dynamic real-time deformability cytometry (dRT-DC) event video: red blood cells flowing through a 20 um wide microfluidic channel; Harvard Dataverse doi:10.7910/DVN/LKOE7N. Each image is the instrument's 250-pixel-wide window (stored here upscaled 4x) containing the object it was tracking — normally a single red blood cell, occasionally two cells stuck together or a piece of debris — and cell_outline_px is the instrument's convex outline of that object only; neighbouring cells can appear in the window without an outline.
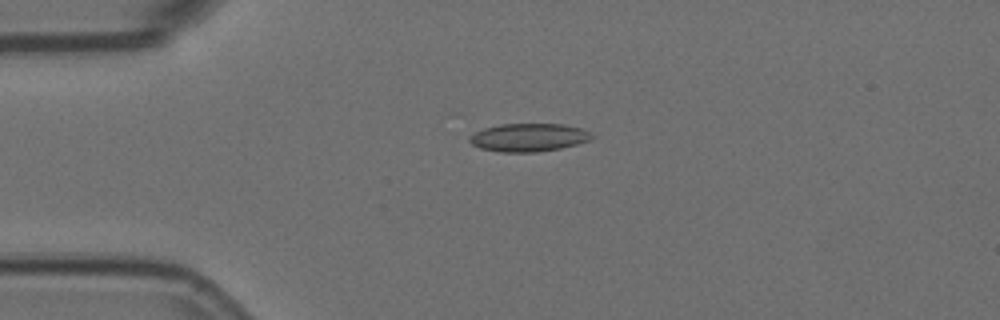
{"species": "Egyptian fruit bat (a non-hibernating species)", "species_latin": "Rousettus aegyptiacus", "temperature_condition": "room temperature", "stored_images_in_passage": 5, "camera_frame_rate_fps": 3000, "um_per_image_px": 0.085, "animal": {"sex": "female"}, "frame": {"image": 1, "passage_image": 4, "time_ms": 1.0, "image_size_px": [1000, 320], "cell_outline_px": [[596, 136], [592, 140], [560, 148], [536, 152], [500, 152], [480, 148], [472, 144], [468, 140], [468, 136], [484, 128], [500, 124], [564, 124], [580, 128]], "centroid_in_image_um": [44.93, 11.68], "position_along_channel_um": 40.1, "area_um2": 20.06}}